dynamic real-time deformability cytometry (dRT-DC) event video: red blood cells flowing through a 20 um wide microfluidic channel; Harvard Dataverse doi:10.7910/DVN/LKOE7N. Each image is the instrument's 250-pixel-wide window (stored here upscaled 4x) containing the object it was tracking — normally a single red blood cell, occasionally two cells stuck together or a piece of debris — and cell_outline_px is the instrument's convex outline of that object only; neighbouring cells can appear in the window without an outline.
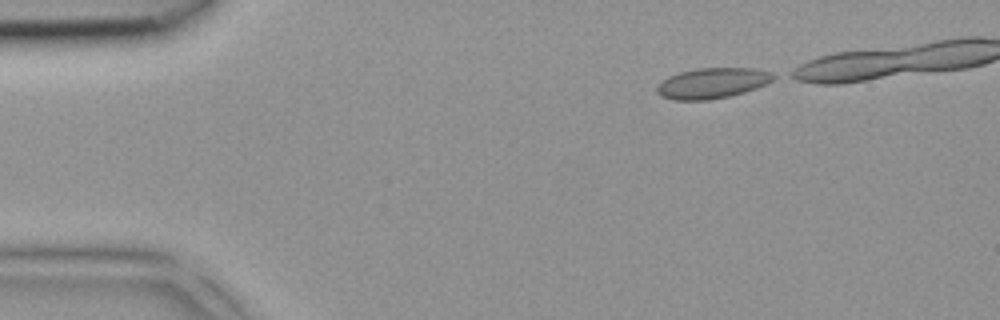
{"species": "common noctule bat (a hibernating species)", "species_latin": "Nyctalus noctula", "temperature_condition": "room temperature", "stored_images_in_passage": 4, "camera_frame_rate_fps": 3000, "um_per_image_px": 0.085, "animal": {"sex": "female", "body_mass_g": 18.4}, "frame": {"image": 1, "passage_image": 1, "time_ms": 0.0, "image_size_px": [1000, 320], "cell_outline_px": [[780, 76], [756, 88], [744, 92], [728, 96], [708, 100], [672, 100], [660, 96], [656, 92], [656, 88], [668, 76], [680, 72], [696, 68], [752, 68], [772, 72]], "centroid_in_image_um": [60.55, 7.06], "position_along_channel_um": 24.4, "area_um2": 20.75}}